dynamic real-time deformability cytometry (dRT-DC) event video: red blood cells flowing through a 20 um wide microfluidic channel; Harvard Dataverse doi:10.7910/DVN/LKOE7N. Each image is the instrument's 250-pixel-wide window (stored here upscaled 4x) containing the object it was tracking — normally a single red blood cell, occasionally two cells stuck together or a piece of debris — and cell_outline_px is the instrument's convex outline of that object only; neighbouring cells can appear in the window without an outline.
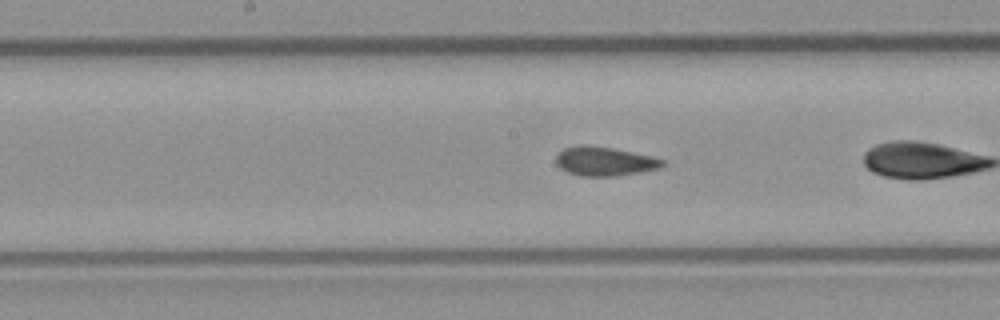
{"species": "common noctule bat (a hibernating species)", "species_latin": "Nyctalus noctula", "temperature_condition": "room temperature", "stored_images_in_passage": 33, "camera_frame_rate_fps": 3000, "um_per_image_px": 0.085, "animal": {"sex": "male", "body_mass_g": 23.1, "forearm_length_mm": 52.7}, "frame": {"image": 1, "passage_image": 21, "time_ms": 6.667, "image_size_px": [1000, 320], "cell_outline_px": [[668, 164], [660, 168], [640, 172], [616, 176], [580, 176], [568, 172], [560, 168], [556, 164], [556, 156], [564, 148], [576, 144], [588, 144], [612, 148], [652, 156], [668, 160]], "centroid_in_image_um": [51.42, 13.7], "position_along_channel_um": 196.8, "area_um2": 18.38}}
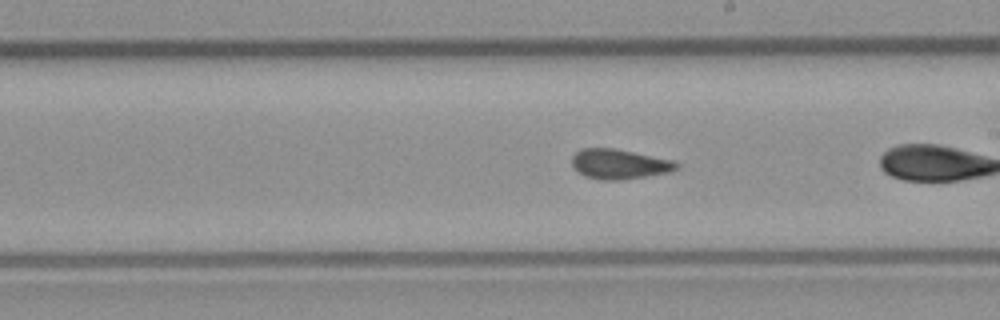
{"frame": {"image": 2, "passage_image": 24, "time_ms": 7.667, "image_size_px": [1000, 320], "cell_outline_px": [[680, 168], [672, 172], [620, 180], [600, 180], [584, 176], [572, 164], [572, 156], [576, 152], [584, 148], [612, 148], [672, 160], [680, 164]], "centroid_in_image_um": [52.67, 13.96], "position_along_channel_um": 236.3, "area_um2": 18.09}}
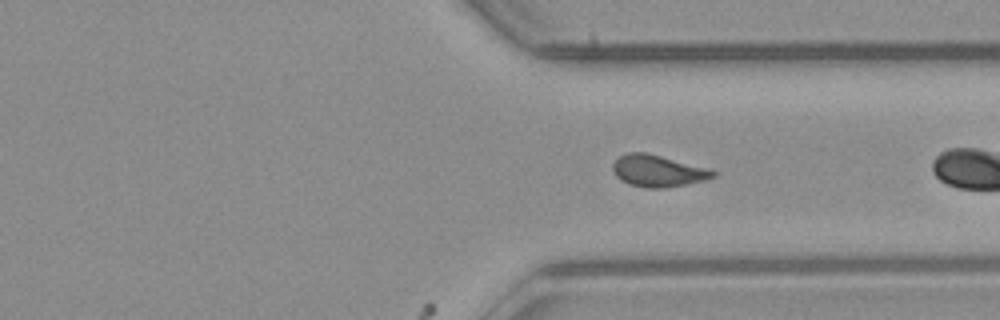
{"frame": {"image": 3, "passage_image": 33, "time_ms": 10.667, "image_size_px": [1000, 320], "cell_outline_px": [[716, 176], [704, 180], [664, 188], [644, 188], [628, 184], [620, 180], [616, 176], [612, 168], [612, 164], [620, 156], [628, 152], [644, 152], [660, 156], [704, 168], [716, 172]], "centroid_in_image_um": [55.84, 14.54], "position_along_channel_um": 355.6, "area_um2": 18.15}}